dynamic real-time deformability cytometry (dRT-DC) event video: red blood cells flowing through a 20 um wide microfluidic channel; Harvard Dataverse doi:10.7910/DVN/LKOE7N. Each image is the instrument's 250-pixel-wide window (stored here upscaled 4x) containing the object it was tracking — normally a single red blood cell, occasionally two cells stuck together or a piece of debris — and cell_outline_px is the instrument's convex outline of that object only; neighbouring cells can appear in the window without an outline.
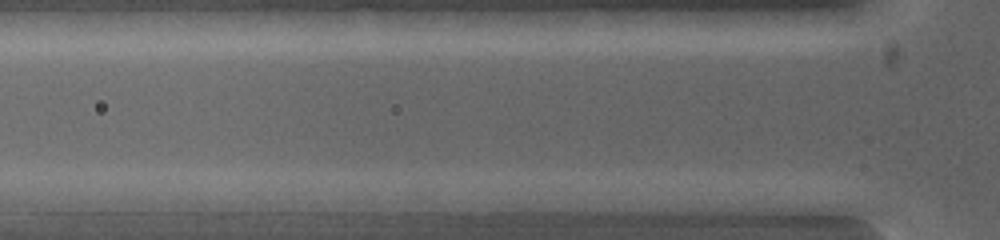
{"species": "common noctule bat (a hibernating species)", "species_latin": "Nyctalus noctula", "temperature_condition": "warm", "stored_images_in_passage": 2, "camera_frame_rate_fps": 5000, "um_per_image_px": 0.085, "animal": {"sex": "female", "body_mass_g": 19.0, "forearm_length_mm": 53.3}, "frame": {"image": 1, "passage_image": 2, "time_ms": 0.2, "image_size_px": [1000, 240], "cell_outline_px": [[740, 200], [724, 208], [628, 212], [628, 200], [652, 192], [732, 192]], "centroid_in_image_um": [57.91, 17.1], "position_along_channel_um": 67.9, "area_um2": 12.95}}